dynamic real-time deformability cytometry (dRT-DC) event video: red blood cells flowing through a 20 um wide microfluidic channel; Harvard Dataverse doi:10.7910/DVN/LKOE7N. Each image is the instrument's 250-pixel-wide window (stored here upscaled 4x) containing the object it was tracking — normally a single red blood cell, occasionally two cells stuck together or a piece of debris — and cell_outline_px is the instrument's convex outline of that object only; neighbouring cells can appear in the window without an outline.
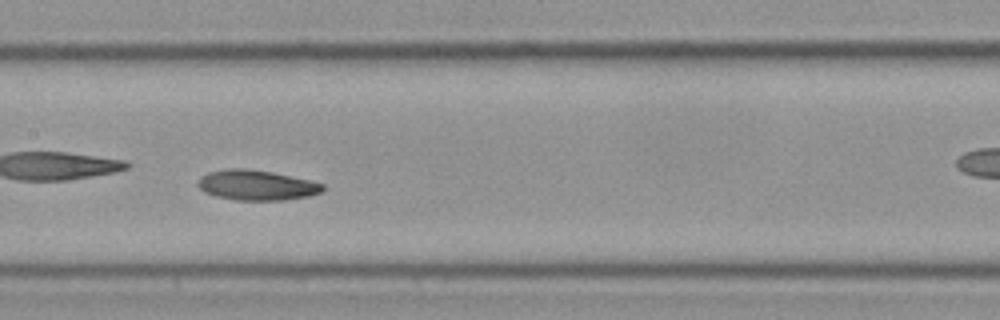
{"species": "Egyptian fruit bat (a non-hibernating species)", "species_latin": "Rousettus aegyptiacus", "temperature_condition": "cold", "stored_images_in_passage": 54, "camera_frame_rate_fps": 3000, "um_per_image_px": 0.085, "frame": {"image": 1, "passage_image": 24, "time_ms": 7.667, "image_size_px": [1000, 320], "cell_outline_px": [[324, 188], [320, 192], [308, 196], [284, 200], [236, 200], [216, 196], [204, 192], [196, 184], [200, 176], [208, 172], [228, 168], [244, 168], [272, 172], [308, 180], [324, 184]], "centroid_in_image_um": [21.76, 15.73], "position_along_channel_um": 185.6, "area_um2": 21.85}}
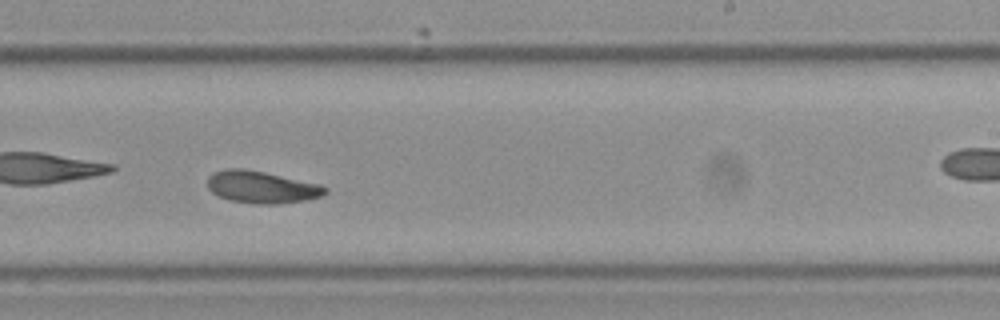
{"frame": {"image": 2, "passage_image": 31, "time_ms": 10.0, "image_size_px": [1000, 320], "cell_outline_px": [[328, 192], [320, 196], [308, 200], [276, 204], [256, 204], [228, 200], [212, 192], [208, 188], [208, 176], [212, 172], [224, 168], [244, 168], [264, 172], [320, 184], [328, 188]], "centroid_in_image_um": [22.23, 15.9], "position_along_channel_um": 266.8, "area_um2": 22.2}, "authors_computed_cell_mechanics": {"area_um2": 21.8773, "velocity_mm_per_s": 3.4939, "shape_relaxation_time_tau1_ms": 2.9444, "shape_relaxation_time_tau2_ms": 7.0821, "deformation_change_tau1": 0.1414, "deformation_change_tau2": 0.1396}}